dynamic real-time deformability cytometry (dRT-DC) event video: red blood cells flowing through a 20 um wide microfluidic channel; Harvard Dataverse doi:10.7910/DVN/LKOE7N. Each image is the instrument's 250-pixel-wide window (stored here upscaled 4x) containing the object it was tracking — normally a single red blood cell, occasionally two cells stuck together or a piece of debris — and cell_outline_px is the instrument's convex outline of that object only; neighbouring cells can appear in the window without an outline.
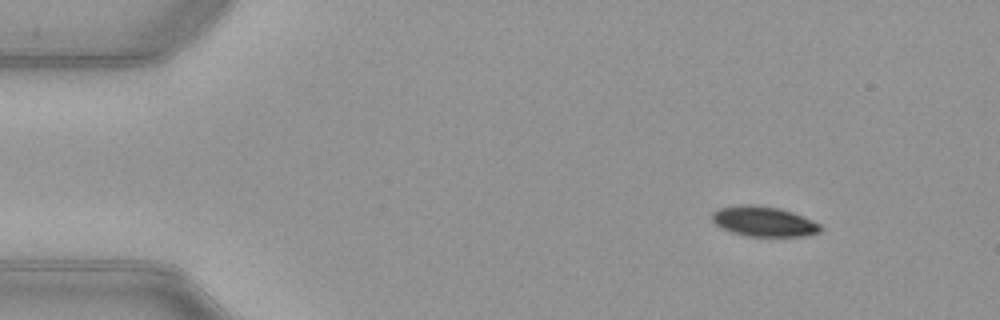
{"species": "common noctule bat (a hibernating species)", "species_latin": "Nyctalus noctula", "temperature_condition": "warm", "stored_images_in_passage": 52, "camera_frame_rate_fps": 3000, "um_per_image_px": 0.085, "animal": {"sex": "female", "body_mass_g": 21.9}, "frame": {"image": 1, "passage_image": 6, "time_ms": 1.667, "image_size_px": [1000, 320], "cell_outline_px": [[824, 228], [820, 232], [808, 236], [744, 236], [720, 228], [712, 220], [712, 212], [720, 208], [740, 204], [752, 204], [780, 208], [792, 212], [812, 220], [820, 224]], "centroid_in_image_um": [64.93, 18.82], "position_along_channel_um": 20.1, "area_um2": 19.19}}
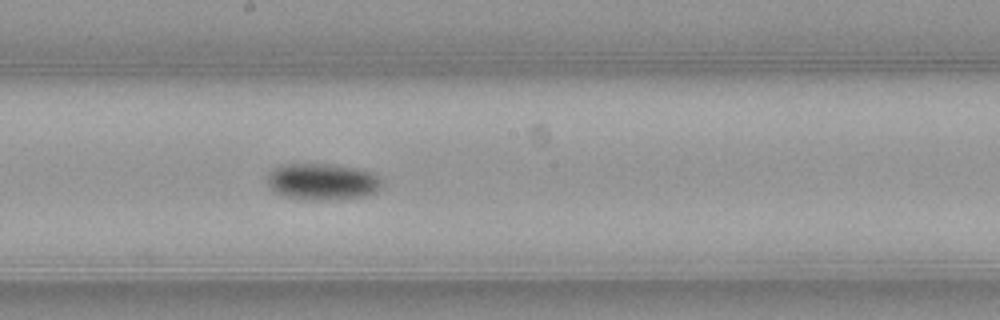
{"frame": {"image": 2, "passage_image": 28, "time_ms": 9.0, "image_size_px": [1000, 320], "cell_outline_px": [[380, 188], [376, 192], [364, 196], [328, 200], [300, 200], [284, 196], [272, 192], [268, 184], [268, 172], [272, 168], [280, 164], [336, 164], [356, 168], [372, 172], [380, 176]], "centroid_in_image_um": [27.35, 15.44], "position_along_channel_um": 220.8, "area_um2": 24.85}}
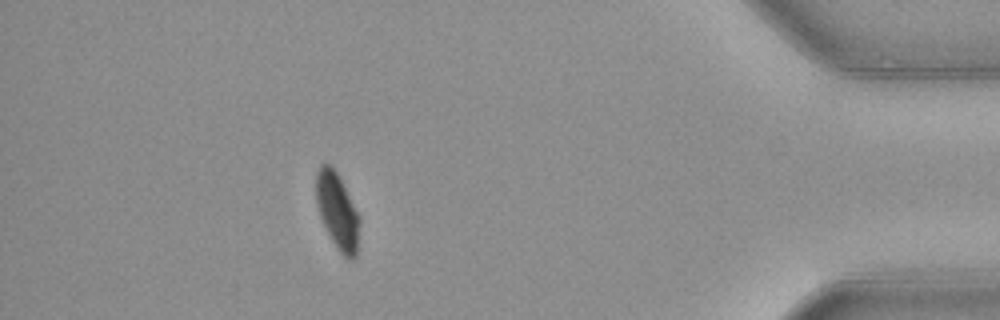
{"frame": {"image": 3, "passage_image": 46, "time_ms": 15.0, "image_size_px": [1000, 320], "cell_outline_px": [[360, 220], [356, 256], [352, 260], [348, 260], [336, 248], [320, 216], [316, 204], [316, 172], [320, 164], [328, 164], [336, 172], [360, 216]], "centroid_in_image_um": [28.67, 17.97], "position_along_channel_um": 406.5, "area_um2": 19.07}, "authors_computed_cell_mechanics": {"area_um2": 20.7502, "velocity_mm_per_s": 3.9884, "shape_relaxation_time_tau1_ms": 4.0588, "shape_relaxation_time_tau2_ms": null, "deformation_change_tau1": 0.1282, "deformation_change_tau2": null}}